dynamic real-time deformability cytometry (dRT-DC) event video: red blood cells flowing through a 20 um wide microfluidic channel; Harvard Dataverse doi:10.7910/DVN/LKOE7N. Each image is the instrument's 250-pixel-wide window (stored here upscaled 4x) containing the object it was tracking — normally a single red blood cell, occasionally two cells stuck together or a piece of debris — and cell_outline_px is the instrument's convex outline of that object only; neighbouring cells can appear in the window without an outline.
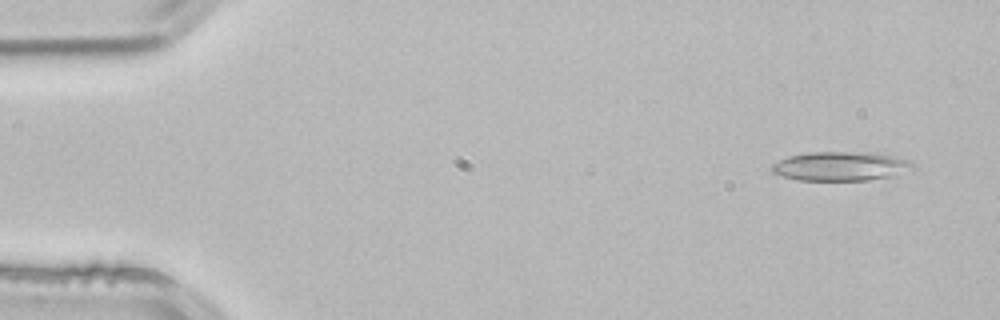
{"species": "common noctule bat (a hibernating species)", "species_latin": "Nyctalus noctula", "temperature_condition": "room temperature", "stored_images_in_passage": 4, "camera_frame_rate_fps": 3000, "um_per_image_px": 0.085, "animal": {"sex": "male", "body_mass_g": 21.5, "forearm_length_mm": 52.0}, "frame": {"image": 1, "passage_image": 1, "time_ms": 0.0, "image_size_px": [1000, 320], "cell_outline_px": [[912, 164], [892, 176], [868, 180], [796, 180], [772, 172], [772, 164], [788, 156], [808, 152], [876, 152], [896, 156], [908, 160]], "centroid_in_image_um": [71.38, 14.11], "position_along_channel_um": 13.6, "area_um2": 23.52}}